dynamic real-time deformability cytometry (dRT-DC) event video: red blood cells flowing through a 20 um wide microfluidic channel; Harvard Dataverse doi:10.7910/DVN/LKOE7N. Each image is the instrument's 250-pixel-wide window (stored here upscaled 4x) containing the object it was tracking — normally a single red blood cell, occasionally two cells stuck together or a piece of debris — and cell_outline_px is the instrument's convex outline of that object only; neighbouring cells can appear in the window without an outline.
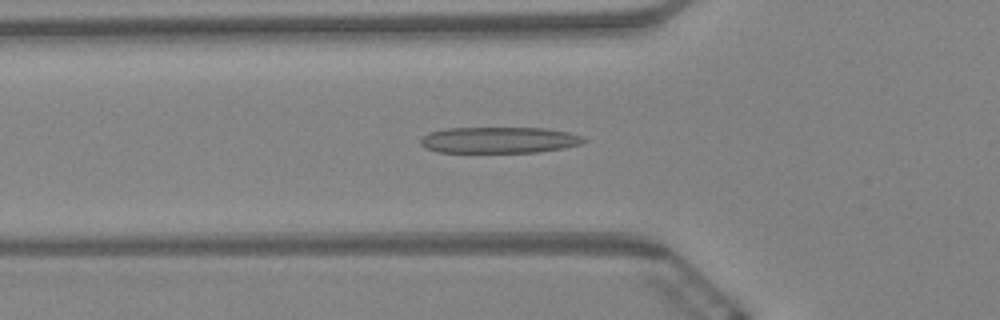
{"species": "Egyptian fruit bat (a non-hibernating species)", "species_latin": "Rousettus aegyptiacus", "temperature_condition": "warm", "stored_images_in_passage": 60, "camera_frame_rate_fps": 3000, "um_per_image_px": 0.085, "animal": {"sex": "female"}, "frame": {"image": 1, "passage_image": 21, "time_ms": 6.667, "image_size_px": [1000, 320], "cell_outline_px": [[588, 140], [580, 144], [564, 148], [536, 152], [440, 152], [424, 148], [420, 144], [420, 140], [428, 132], [444, 128], [544, 128], [568, 132], [584, 136]], "centroid_in_image_um": [42.42, 11.9], "position_along_channel_um": 83.4, "area_um2": 25.03}}
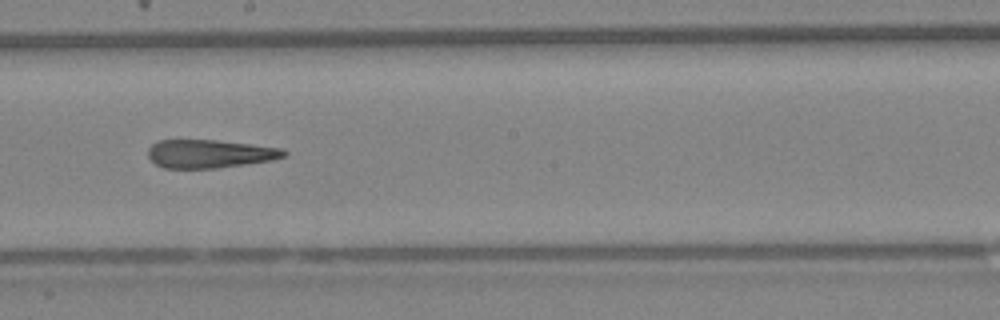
{"frame": {"image": 2, "passage_image": 34, "time_ms": 11.0, "image_size_px": [1000, 320], "cell_outline_px": [[288, 156], [272, 160], [216, 168], [164, 168], [156, 164], [148, 156], [148, 148], [156, 140], [216, 140], [284, 148], [288, 152]], "centroid_in_image_um": [17.85, 13.06], "position_along_channel_um": 230.4, "area_um2": 22.48}}
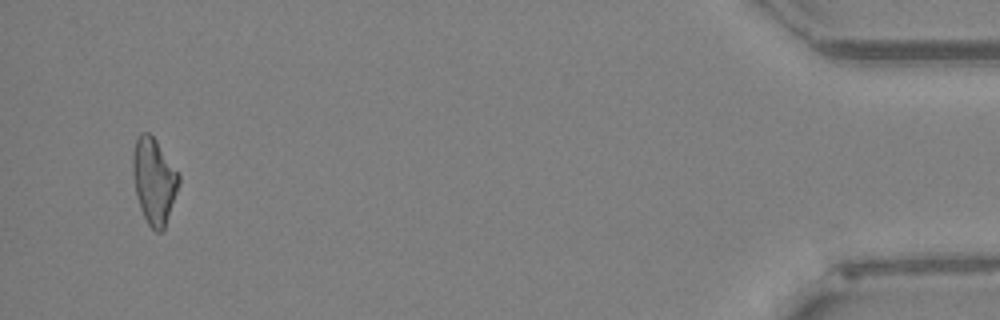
{"frame": {"image": 3, "passage_image": 58, "time_ms": 19.0, "image_size_px": [1000, 320], "cell_outline_px": [[180, 184], [164, 228], [160, 232], [156, 232], [148, 224], [140, 208], [136, 196], [132, 172], [132, 152], [136, 136], [140, 132], [148, 132], [156, 140], [180, 176]], "centroid_in_image_um": [13.06, 15.35], "position_along_channel_um": 422.1, "area_um2": 23.06}, "authors_computed_cell_mechanics": {"area_um2": 23.9292, "velocity_mm_per_s": 3.4126, "shape_relaxation_time_tau1_ms": null, "shape_relaxation_time_tau2_ms": 5.4647, "deformation_change_tau1": null, "deformation_change_tau2": 0.2022}}